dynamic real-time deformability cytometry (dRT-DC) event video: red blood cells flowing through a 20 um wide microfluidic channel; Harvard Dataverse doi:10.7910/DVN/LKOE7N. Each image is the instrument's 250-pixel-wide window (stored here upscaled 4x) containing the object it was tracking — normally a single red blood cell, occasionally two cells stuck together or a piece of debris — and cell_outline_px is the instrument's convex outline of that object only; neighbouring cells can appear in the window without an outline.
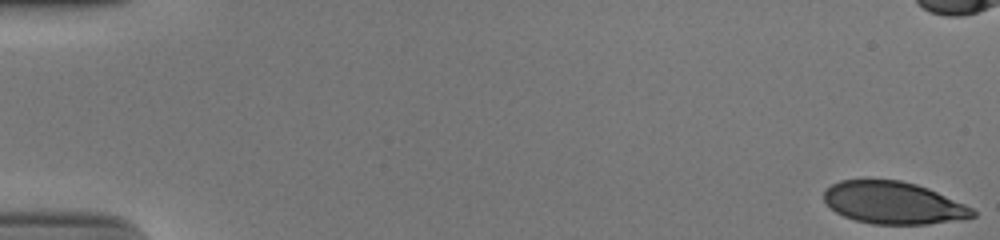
{"species": "human", "species_latin": "Homo sapiens", "temperature_condition": "cold", "stored_images_in_passage": 53, "camera_frame_rate_fps": 3000, "um_per_image_px": 0.085, "donor": {"sex": "male"}, "frame": {"image": 1, "passage_image": 1, "time_ms": 0.0, "image_size_px": [1000, 240], "cell_outline_px": [[976, 216], [964, 220], [928, 224], [872, 224], [856, 220], [844, 216], [836, 212], [824, 200], [824, 188], [840, 180], [900, 180], [916, 184], [928, 188], [964, 204], [972, 208], [976, 212]], "centroid_in_image_um": [75.95, 17.25], "position_along_channel_um": 9.0, "area_um2": 36.65}}
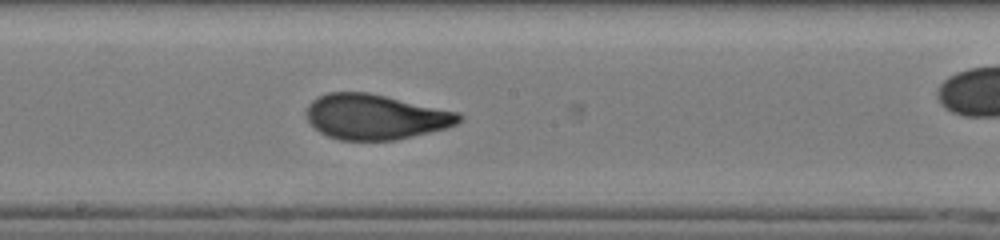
{"frame": {"image": 2, "passage_image": 30, "time_ms": 9.667, "image_size_px": [1000, 240], "cell_outline_px": [[464, 120], [448, 128], [396, 140], [340, 140], [328, 136], [320, 132], [308, 120], [304, 112], [308, 104], [316, 96], [328, 92], [368, 92], [460, 112], [464, 116]], "centroid_in_image_um": [31.93, 9.92], "position_along_channel_um": 216.3, "area_um2": 40.58}}
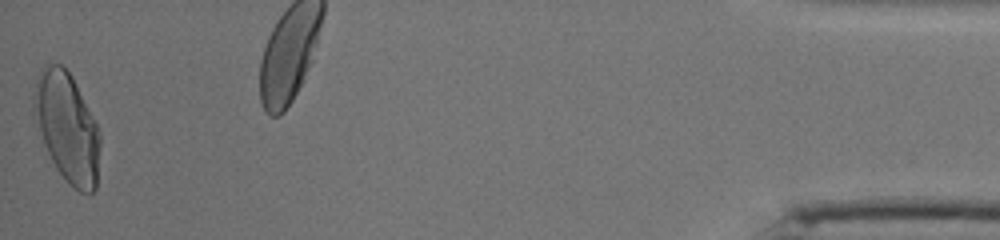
{"frame": {"image": 3, "passage_image": 53, "time_ms": 17.333, "image_size_px": [1000, 240], "cell_outline_px": [[100, 144], [96, 188], [88, 196], [80, 192], [68, 184], [56, 168], [44, 144], [32, 112], [32, 96], [36, 80], [40, 68], [48, 64], [60, 64], [72, 76], [100, 132]], "centroid_in_image_um": [5.68, 10.84], "position_along_channel_um": 429.5, "area_um2": 42.14}, "authors_computed_cell_mechanics": {"area_um2": 38.8416, "velocity_mm_per_s": 3.9083, "shape_relaxation_time_tau1_ms": 6.8304, "shape_relaxation_time_tau2_ms": null, "deformation_change_tau1": 0.2438, "deformation_change_tau2": null}}